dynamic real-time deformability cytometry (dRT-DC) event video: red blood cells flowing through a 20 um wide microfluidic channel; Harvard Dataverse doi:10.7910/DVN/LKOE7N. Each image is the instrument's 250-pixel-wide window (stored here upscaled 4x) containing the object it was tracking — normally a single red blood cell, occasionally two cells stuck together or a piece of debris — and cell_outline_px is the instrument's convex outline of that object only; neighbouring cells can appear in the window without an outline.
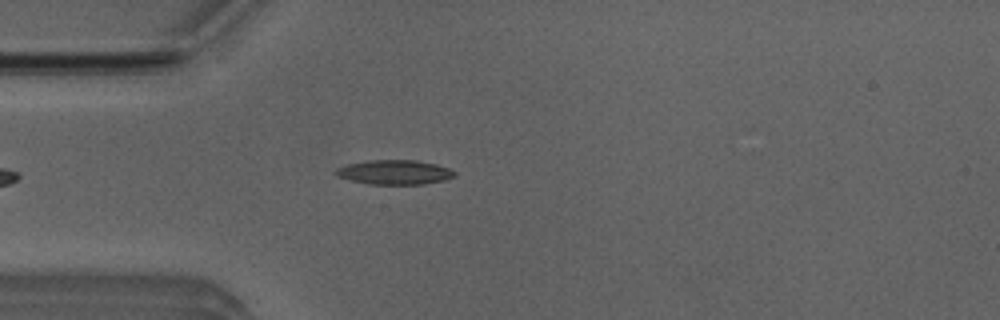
{"species": "Egyptian fruit bat (a non-hibernating species)", "species_latin": "Rousettus aegyptiacus", "temperature_condition": "room temperature", "stored_images_in_passage": 45, "camera_frame_rate_fps": 3000, "um_per_image_px": 0.085, "animal": {"sex": "male"}, "frame": {"image": 1, "passage_image": 7, "time_ms": 2.0, "image_size_px": [1000, 320], "cell_outline_px": [[456, 176], [444, 180], [424, 184], [368, 184], [336, 176], [332, 172], [336, 168], [348, 164], [368, 160], [416, 160], [436, 164], [448, 168], [456, 172]], "centroid_in_image_um": [33.52, 14.64], "position_along_channel_um": 51.5, "area_um2": 16.99}}
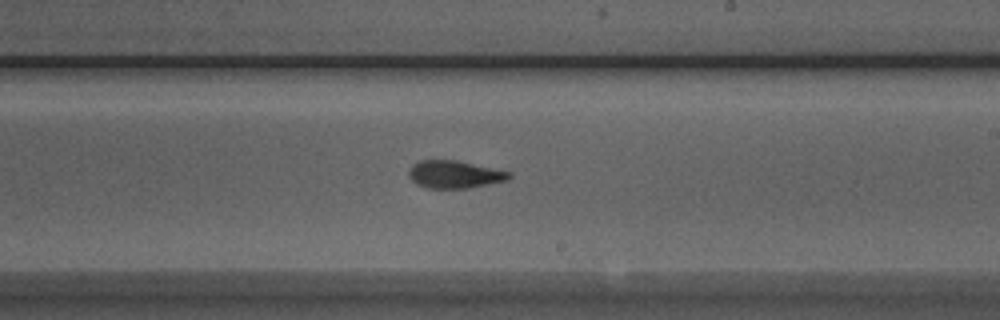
{"frame": {"image": 2, "passage_image": 23, "time_ms": 7.333, "image_size_px": [1000, 320], "cell_outline_px": [[512, 176], [508, 180], [468, 188], [428, 188], [416, 184], [408, 176], [408, 172], [412, 164], [420, 160], [456, 160], [512, 172]], "centroid_in_image_um": [38.63, 14.82], "position_along_channel_um": 250.4, "area_um2": 16.18}}
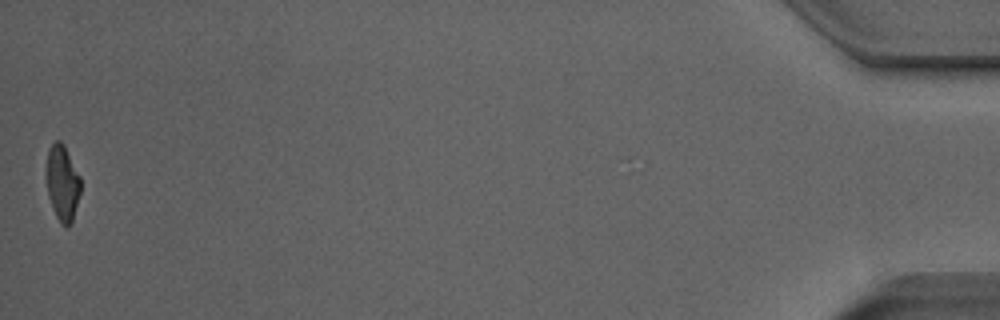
{"frame": {"image": 3, "passage_image": 45, "time_ms": 14.667, "image_size_px": [1000, 320], "cell_outline_px": [[80, 192], [72, 220], [68, 228], [64, 228], [60, 224], [56, 216], [48, 196], [44, 168], [48, 148], [56, 140], [60, 140], [64, 144], [80, 176]], "centroid_in_image_um": [5.27, 15.52], "position_along_channel_um": 429.9, "area_um2": 15.49}, "authors_computed_cell_mechanics": {"area_um2": 16.184, "velocity_mm_per_s": 3.8718, "shape_relaxation_time_tau1_ms": 4.9804, "shape_relaxation_time_tau2_ms": 1.9796, "deformation_change_tau1": 0.1499, "deformation_change_tau2": 0.0986}}